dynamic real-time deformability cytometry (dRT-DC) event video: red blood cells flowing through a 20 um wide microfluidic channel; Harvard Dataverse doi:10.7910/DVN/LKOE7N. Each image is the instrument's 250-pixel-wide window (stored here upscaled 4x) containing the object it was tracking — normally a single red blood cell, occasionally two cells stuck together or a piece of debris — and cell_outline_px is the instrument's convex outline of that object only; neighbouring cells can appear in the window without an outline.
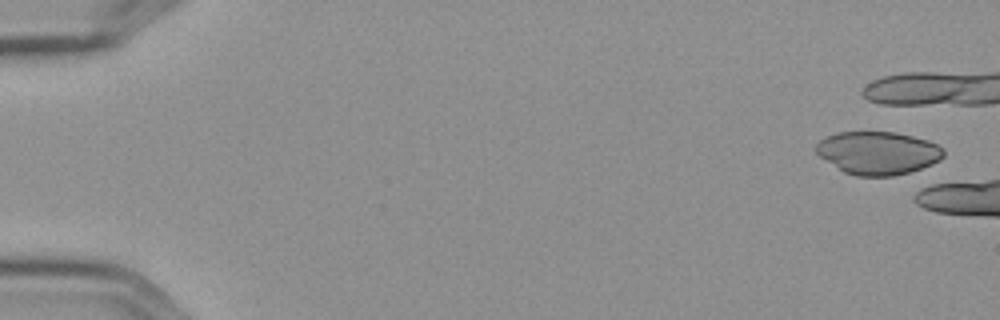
{"species": "Egyptian fruit bat (a non-hibernating species)", "species_latin": "Rousettus aegyptiacus", "temperature_condition": "cold", "stored_images_in_passage": 10, "camera_frame_rate_fps": 3000, "um_per_image_px": 0.085, "frame": {"image": 1, "passage_image": 1, "time_ms": 0.0, "image_size_px": [1000, 320], "cell_outline_px": [[944, 156], [940, 160], [932, 164], [908, 172], [892, 176], [856, 176], [844, 172], [820, 156], [816, 152], [816, 144], [820, 140], [836, 132], [896, 132], [928, 140], [944, 148]], "centroid_in_image_um": [74.64, 12.99], "position_along_channel_um": 10.4, "area_um2": 31.79}}